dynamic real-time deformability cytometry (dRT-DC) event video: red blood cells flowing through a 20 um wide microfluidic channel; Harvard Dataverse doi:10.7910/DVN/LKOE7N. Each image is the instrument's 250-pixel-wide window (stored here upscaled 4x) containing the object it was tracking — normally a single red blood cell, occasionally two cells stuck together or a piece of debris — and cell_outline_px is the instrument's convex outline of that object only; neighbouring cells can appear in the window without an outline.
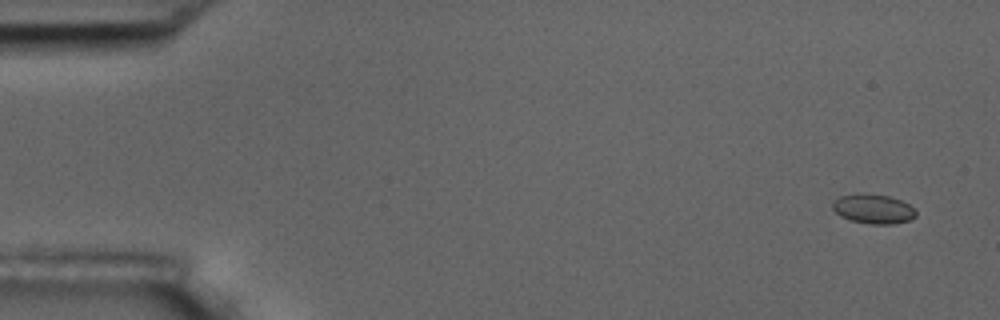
{"species": "common noctule bat (a hibernating species)", "species_latin": "Nyctalus noctula", "temperature_condition": "room temperature", "stored_images_in_passage": 6, "camera_frame_rate_fps": 3000, "um_per_image_px": 0.085, "animal": {"sex": "male", "body_mass_g": 17.5, "forearm_length_mm": 52.3}, "frame": {"image": 1, "passage_image": 2, "time_ms": 1.0, "image_size_px": [1000, 320], "cell_outline_px": [[916, 216], [908, 220], [892, 224], [872, 224], [848, 220], [840, 216], [832, 208], [832, 200], [840, 196], [864, 192], [888, 196], [900, 200], [916, 208]], "centroid_in_image_um": [74.2, 17.74], "position_along_channel_um": 10.8, "area_um2": 14.51}}
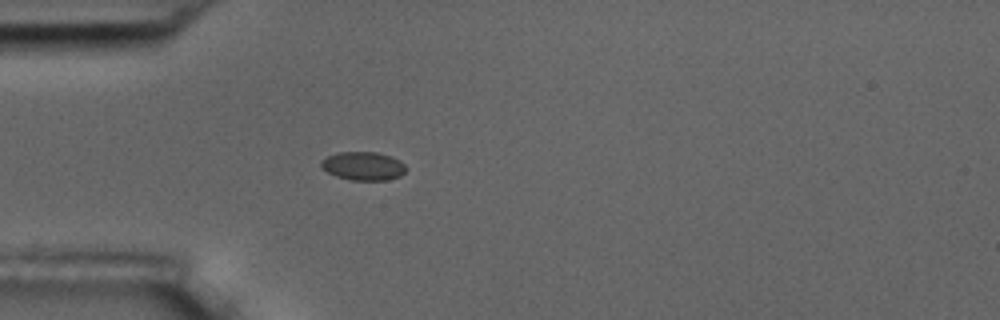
{"frame": {"image": 2, "passage_image": 6, "time_ms": 5.667, "image_size_px": [1000, 320], "cell_outline_px": [[408, 168], [400, 176], [388, 180], [352, 180], [336, 176], [320, 168], [320, 160], [328, 156], [340, 152], [376, 152], [392, 156], [400, 160]], "centroid_in_image_um": [30.88, 14.11], "position_along_channel_um": 54.1, "area_um2": 14.22}}